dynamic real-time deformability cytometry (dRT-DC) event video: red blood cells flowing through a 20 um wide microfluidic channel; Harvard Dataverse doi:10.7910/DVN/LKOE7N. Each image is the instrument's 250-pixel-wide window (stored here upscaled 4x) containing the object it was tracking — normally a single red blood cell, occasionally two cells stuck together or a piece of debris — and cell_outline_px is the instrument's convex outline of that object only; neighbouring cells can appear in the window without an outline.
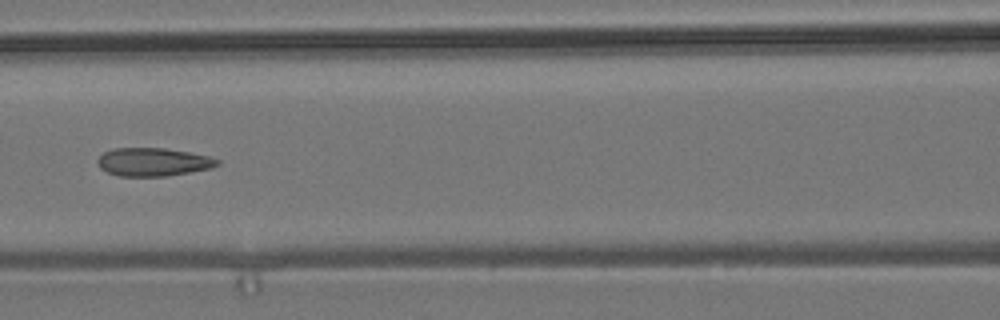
{"species": "common noctule bat (a hibernating species)", "species_latin": "Nyctalus noctula", "temperature_condition": "room temperature", "stored_images_in_passage": 5, "camera_frame_rate_fps": 3000, "um_per_image_px": 0.085, "animal": {"sex": "male", "body_mass_g": 19.2, "forearm_length_mm": 51.8}, "frame": {"image": 1, "passage_image": 5, "time_ms": 1.333, "image_size_px": [1000, 320], "cell_outline_px": [[220, 164], [212, 168], [168, 176], [120, 176], [108, 172], [100, 168], [96, 160], [104, 152], [112, 148], [164, 148], [188, 152], [208, 156], [220, 160]], "centroid_in_image_um": [13.02, 13.77], "position_along_channel_um": 153.6, "area_um2": 19.71}}